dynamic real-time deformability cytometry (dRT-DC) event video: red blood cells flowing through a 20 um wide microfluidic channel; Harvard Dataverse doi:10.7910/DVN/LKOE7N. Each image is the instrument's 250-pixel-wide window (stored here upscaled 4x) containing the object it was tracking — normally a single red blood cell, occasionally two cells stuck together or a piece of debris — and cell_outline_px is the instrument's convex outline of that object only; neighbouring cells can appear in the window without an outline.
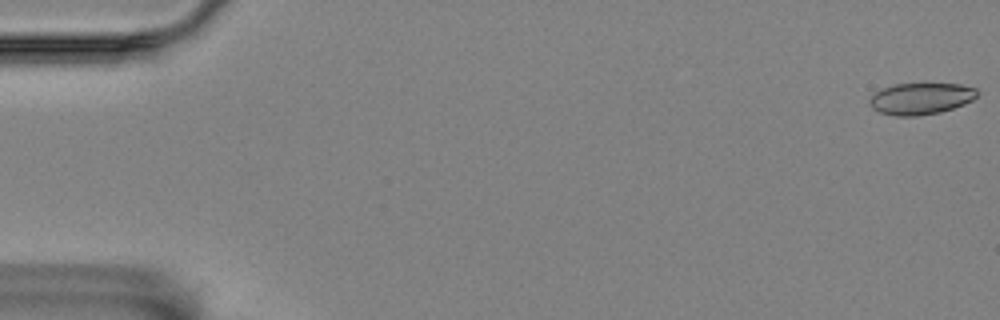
{"species": "Egyptian fruit bat (a non-hibernating species)", "species_latin": "Rousettus aegyptiacus", "temperature_condition": "room temperature", "stored_images_in_passage": 4, "camera_frame_rate_fps": 3000, "um_per_image_px": 0.085, "animal": {"sex": "female"}, "frame": {"image": 1, "passage_image": 1, "time_ms": 0.0, "image_size_px": [1000, 320], "cell_outline_px": [[976, 96], [972, 100], [964, 104], [940, 112], [916, 116], [896, 116], [880, 112], [872, 108], [868, 104], [868, 100], [876, 92], [884, 88], [896, 84], [960, 84], [976, 88]], "centroid_in_image_um": [78.25, 8.39], "position_along_channel_um": 6.8, "area_um2": 19.59}}